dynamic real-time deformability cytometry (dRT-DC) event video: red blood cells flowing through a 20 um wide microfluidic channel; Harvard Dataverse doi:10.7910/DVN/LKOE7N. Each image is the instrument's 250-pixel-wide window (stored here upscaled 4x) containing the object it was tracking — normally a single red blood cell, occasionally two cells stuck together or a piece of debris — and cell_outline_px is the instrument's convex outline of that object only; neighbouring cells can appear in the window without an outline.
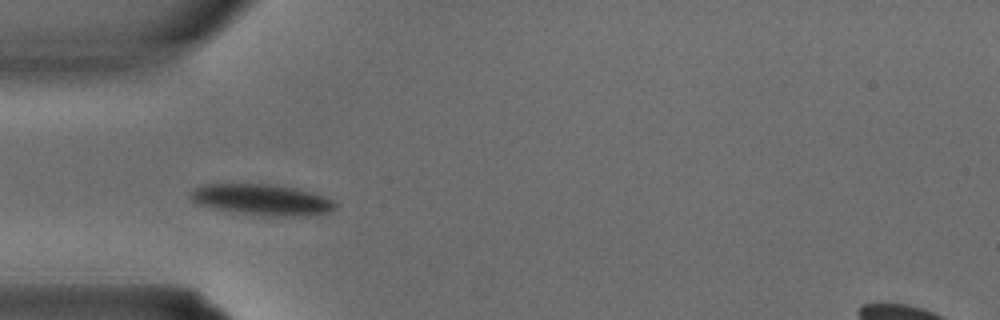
{"species": "common noctule bat (a hibernating species)", "species_latin": "Nyctalus noctula", "temperature_condition": "warm", "stored_images_in_passage": 1, "camera_frame_rate_fps": 3000, "um_per_image_px": 0.085, "animal": {"sex": "male", "body_mass_g": 15.6}, "frame": {"image": 1, "passage_image": 1, "time_ms": 0.0, "image_size_px": [1000, 320], "cell_outline_px": [[336, 208], [328, 212], [300, 216], [260, 216], [212, 208], [196, 204], [188, 196], [196, 188], [204, 184], [276, 184], [296, 188], [312, 192], [324, 196], [332, 200], [336, 204]], "centroid_in_image_um": [22.25, 16.97], "position_along_channel_um": 62.7, "area_um2": 26.24}}